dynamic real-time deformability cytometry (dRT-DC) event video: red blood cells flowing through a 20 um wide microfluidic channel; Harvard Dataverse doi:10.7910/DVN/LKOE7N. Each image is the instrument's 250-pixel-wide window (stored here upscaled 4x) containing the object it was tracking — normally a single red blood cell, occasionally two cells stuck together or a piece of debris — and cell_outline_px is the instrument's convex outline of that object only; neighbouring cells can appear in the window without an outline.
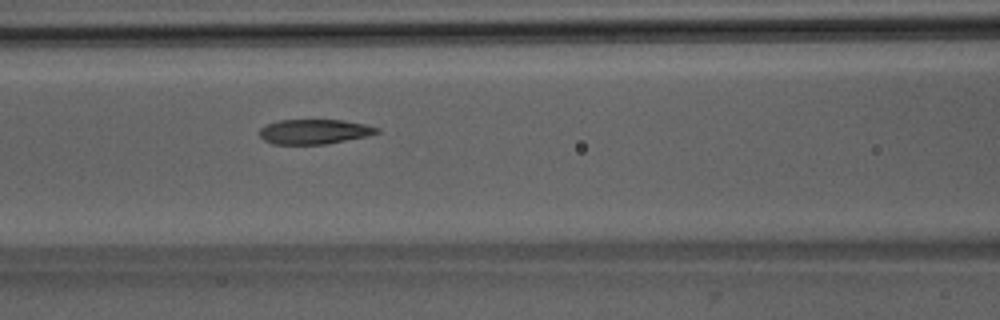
{"species": "Egyptian fruit bat (a non-hibernating species)", "species_latin": "Rousettus aegyptiacus", "temperature_condition": "room temperature", "stored_images_in_passage": 38, "camera_frame_rate_fps": 3000, "um_per_image_px": 0.085, "animal": {"sex": "male"}, "frame": {"image": 1, "passage_image": 9, "time_ms": 2.667, "image_size_px": [1000, 320], "cell_outline_px": [[380, 132], [364, 136], [328, 144], [272, 144], [264, 140], [260, 136], [260, 128], [268, 124], [280, 120], [344, 120], [364, 124], [380, 128]], "centroid_in_image_um": [26.71, 11.19], "position_along_channel_um": 139.9, "area_um2": 16.82}}
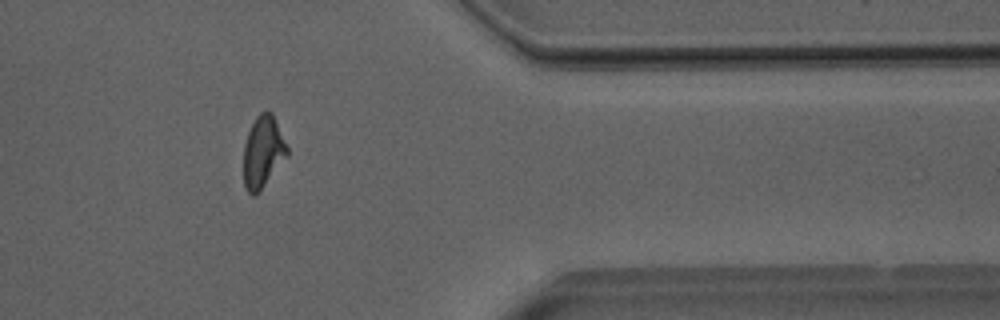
{"frame": {"image": 2, "passage_image": 29, "time_ms": 9.333, "image_size_px": [1000, 320], "cell_outline_px": [[288, 156], [256, 196], [252, 196], [244, 188], [244, 144], [248, 132], [256, 116], [260, 112], [272, 112], [288, 148]], "centroid_in_image_um": [22.35, 12.95], "position_along_channel_um": 389.1, "area_um2": 18.26}}
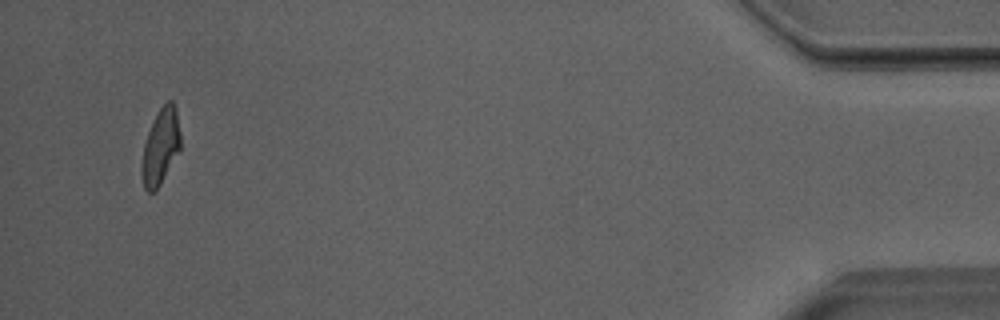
{"frame": {"image": 3, "passage_image": 36, "time_ms": 11.667, "image_size_px": [1000, 320], "cell_outline_px": [[180, 152], [156, 192], [148, 192], [144, 188], [140, 176], [140, 164], [144, 144], [148, 132], [160, 108], [168, 100], [172, 100], [176, 108], [180, 132]], "centroid_in_image_um": [13.64, 12.54], "position_along_channel_um": 421.6, "area_um2": 17.46}, "authors_computed_cell_mechanics": {"area_um2": 17.9469, "velocity_mm_per_s": 4.0056, "shape_relaxation_time_tau1_ms": 4.0019, "shape_relaxation_time_tau2_ms": 1.9951, "deformation_change_tau1": 0.1549, "deformation_change_tau2": 0.0686}}